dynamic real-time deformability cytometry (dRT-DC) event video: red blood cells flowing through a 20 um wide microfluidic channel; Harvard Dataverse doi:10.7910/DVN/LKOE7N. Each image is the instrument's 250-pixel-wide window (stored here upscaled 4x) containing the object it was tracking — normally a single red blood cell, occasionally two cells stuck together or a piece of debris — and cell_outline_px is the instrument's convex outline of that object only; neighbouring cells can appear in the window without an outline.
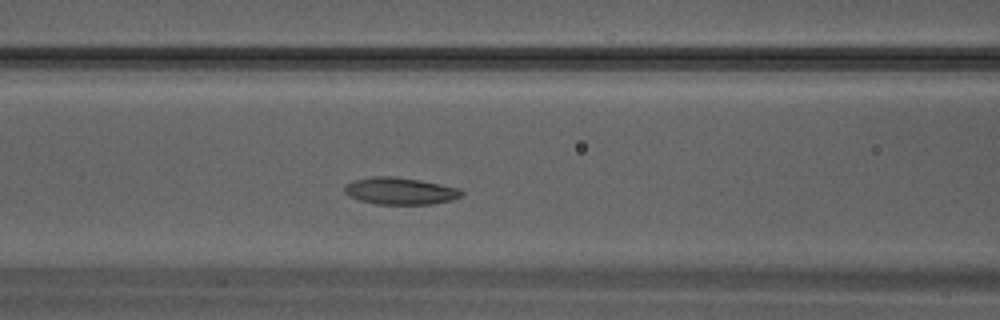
{"species": "Egyptian fruit bat (a non-hibernating species)", "species_latin": "Rousettus aegyptiacus", "temperature_condition": "warm", "stored_images_in_passage": 28, "camera_frame_rate_fps": 3000, "um_per_image_px": 0.085, "animal": {"sex": "male"}, "frame": {"image": 1, "passage_image": 9, "time_ms": 2.667, "image_size_px": [1000, 320], "cell_outline_px": [[464, 196], [452, 200], [432, 204], [376, 204], [360, 200], [348, 196], [344, 192], [344, 188], [352, 180], [372, 176], [392, 176], [420, 180], [460, 188], [464, 192]], "centroid_in_image_um": [34.04, 16.23], "position_along_channel_um": 132.6, "area_um2": 18.55}}
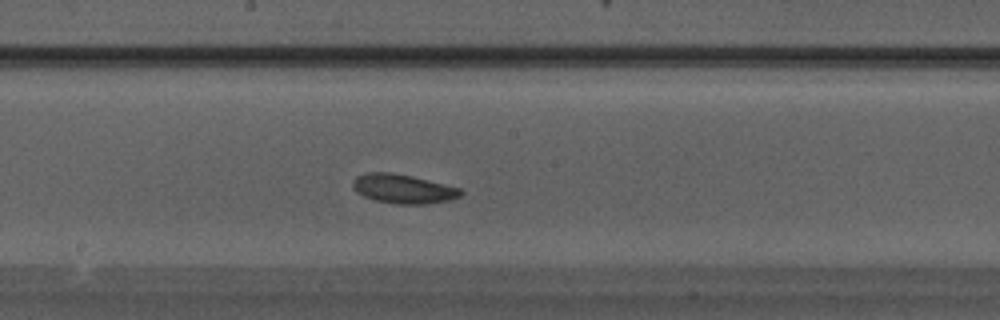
{"frame": {"image": 2, "passage_image": 13, "time_ms": 4.0, "image_size_px": [1000, 320], "cell_outline_px": [[464, 192], [460, 196], [448, 200], [428, 204], [396, 204], [376, 200], [364, 196], [356, 192], [352, 188], [352, 184], [356, 176], [368, 172], [388, 172], [412, 176], [460, 188]], "centroid_in_image_um": [34.25, 16.05], "position_along_channel_um": 213.9, "area_um2": 18.26}}
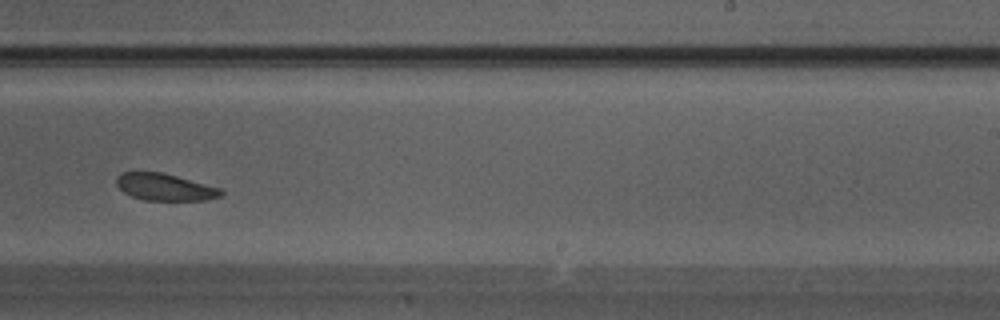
{"frame": {"image": 3, "passage_image": 16, "time_ms": 5.0, "image_size_px": [1000, 320], "cell_outline_px": [[224, 196], [208, 200], [144, 200], [132, 196], [124, 192], [116, 184], [116, 176], [120, 172], [160, 172], [176, 176], [220, 188], [224, 192]], "centroid_in_image_um": [14.02, 15.91], "position_along_channel_um": 275.0, "area_um2": 16.42}}